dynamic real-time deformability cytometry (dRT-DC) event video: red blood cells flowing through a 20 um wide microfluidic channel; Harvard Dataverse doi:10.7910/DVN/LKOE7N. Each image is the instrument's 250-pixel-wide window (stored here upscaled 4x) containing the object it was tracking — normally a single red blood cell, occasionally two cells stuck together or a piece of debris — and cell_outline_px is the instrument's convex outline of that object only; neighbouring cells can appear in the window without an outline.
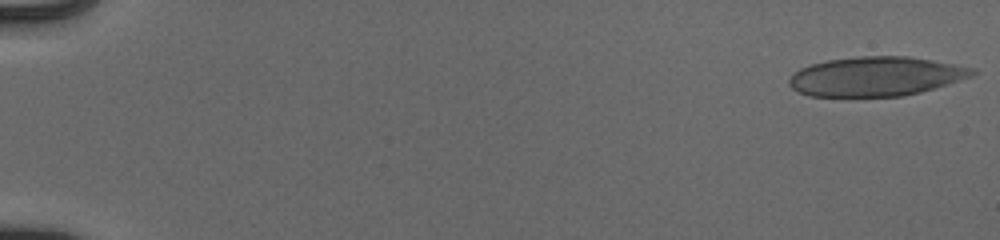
{"species": "human", "species_latin": "Homo sapiens", "temperature_condition": "cold", "stored_images_in_passage": 53, "camera_frame_rate_fps": 3000, "um_per_image_px": 0.085, "donor": {"sex": "male"}, "frame": {"image": 1, "passage_image": 1, "time_ms": 0.0, "image_size_px": [1000, 240], "cell_outline_px": [[976, 72], [972, 76], [920, 92], [904, 96], [808, 96], [792, 88], [788, 84], [788, 80], [792, 72], [800, 68], [812, 64], [828, 60], [856, 56], [908, 56], [932, 60], [976, 68]], "centroid_in_image_um": [74.42, 6.49], "position_along_channel_um": 10.6, "area_um2": 41.96}}
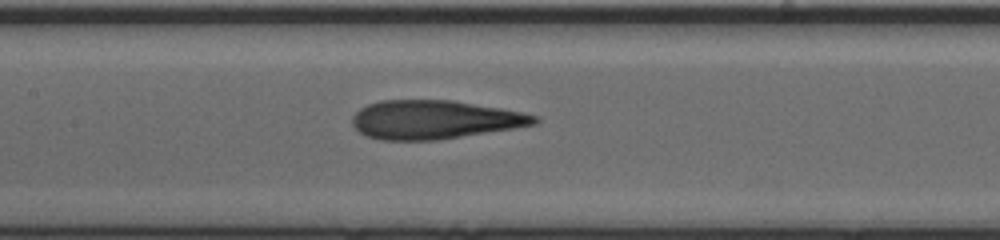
{"frame": {"image": 2, "passage_image": 27, "time_ms": 8.667, "image_size_px": [1000, 240], "cell_outline_px": [[540, 120], [536, 124], [512, 128], [436, 140], [380, 140], [368, 136], [360, 132], [352, 124], [352, 116], [360, 108], [368, 104], [380, 100], [452, 100], [524, 112], [536, 116]], "centroid_in_image_um": [36.9, 10.16], "position_along_channel_um": 170.5, "area_um2": 40.81}}
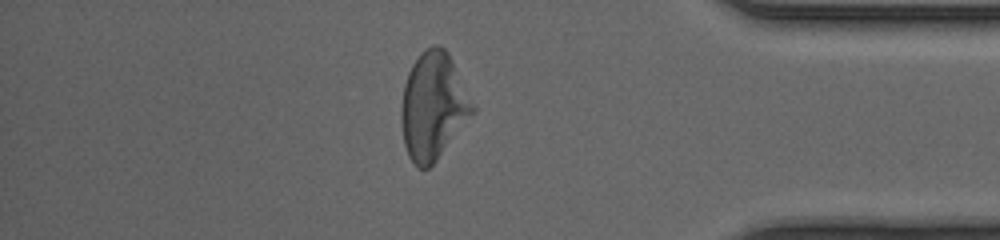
{"frame": {"image": 3, "passage_image": 46, "time_ms": 15.0, "image_size_px": [1000, 240], "cell_outline_px": [[476, 112], [436, 160], [428, 168], [416, 168], [408, 156], [404, 144], [400, 120], [400, 108], [404, 84], [408, 72], [412, 64], [420, 52], [432, 44], [440, 44], [448, 52], [476, 108]], "centroid_in_image_um": [36.81, 9.01], "position_along_channel_um": 398.4, "area_um2": 44.85}}